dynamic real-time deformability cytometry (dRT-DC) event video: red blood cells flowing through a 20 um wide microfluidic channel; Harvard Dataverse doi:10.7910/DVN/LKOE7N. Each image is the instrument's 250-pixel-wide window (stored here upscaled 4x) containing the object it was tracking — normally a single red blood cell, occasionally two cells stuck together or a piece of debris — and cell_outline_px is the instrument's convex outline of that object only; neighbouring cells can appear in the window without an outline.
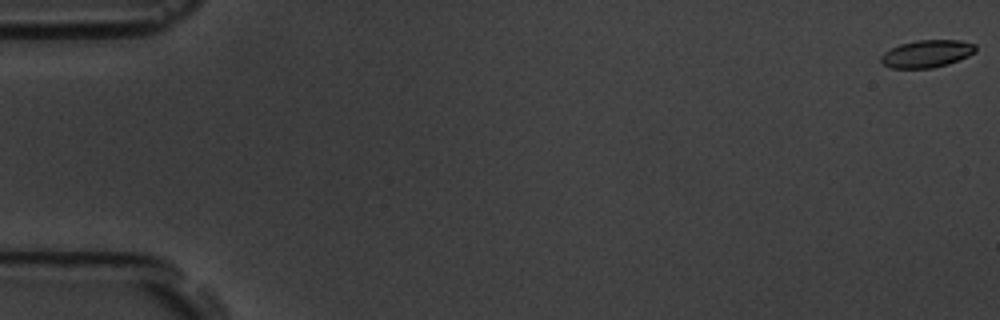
{"species": "common noctule bat (a hibernating species)", "species_latin": "Nyctalus noctula", "temperature_condition": "room temperature", "stored_images_in_passage": 5, "segment_of_instrument_passage": [2, 2], "camera_frame_rate_fps": 3000, "um_per_image_px": 0.085, "animal": {"sex": "male", "body_mass_g": 19.5, "forearm_length_mm": 54.6}, "frame": {"image": 1, "passage_image": 5, "time_ms": 5.333, "image_size_px": [1000, 320], "cell_outline_px": [[976, 52], [968, 56], [948, 64], [932, 68], [892, 68], [884, 64], [880, 60], [880, 56], [884, 52], [900, 44], [916, 40], [960, 40], [976, 44]], "centroid_in_image_um": [78.8, 4.56], "position_along_channel_um": 6.2, "area_um2": 15.14}}